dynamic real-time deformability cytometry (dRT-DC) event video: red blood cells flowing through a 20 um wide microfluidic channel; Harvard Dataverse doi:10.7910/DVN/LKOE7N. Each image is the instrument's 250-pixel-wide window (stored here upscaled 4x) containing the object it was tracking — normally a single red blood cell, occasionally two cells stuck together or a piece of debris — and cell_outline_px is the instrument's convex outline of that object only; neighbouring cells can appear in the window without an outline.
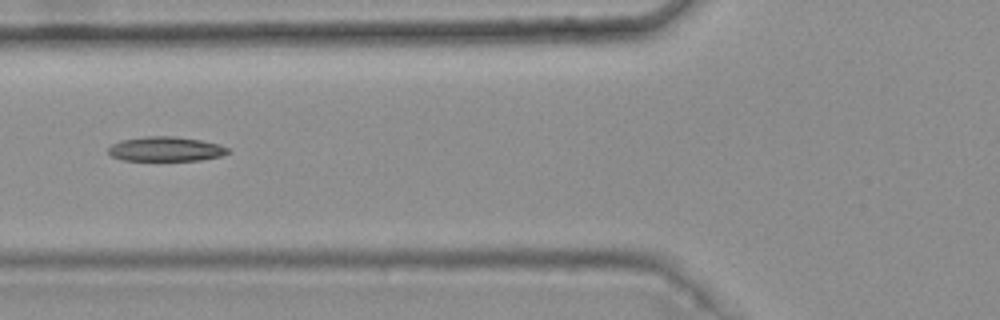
{"species": "common noctule bat (a hibernating species)", "species_latin": "Nyctalus noctula", "temperature_condition": "warm", "stored_images_in_passage": 6, "camera_frame_rate_fps": 3000, "um_per_image_px": 0.085, "animal": {"sex": "female", "body_mass_g": 25.1}, "frame": {"image": 1, "passage_image": 6, "time_ms": 1.667, "image_size_px": [1000, 320], "cell_outline_px": [[232, 152], [220, 156], [200, 160], [124, 160], [112, 156], [108, 152], [108, 148], [112, 144], [120, 140], [148, 136], [176, 136], [200, 140], [220, 144], [228, 148]], "centroid_in_image_um": [14.11, 12.66], "position_along_channel_um": 111.7, "area_um2": 17.11}}